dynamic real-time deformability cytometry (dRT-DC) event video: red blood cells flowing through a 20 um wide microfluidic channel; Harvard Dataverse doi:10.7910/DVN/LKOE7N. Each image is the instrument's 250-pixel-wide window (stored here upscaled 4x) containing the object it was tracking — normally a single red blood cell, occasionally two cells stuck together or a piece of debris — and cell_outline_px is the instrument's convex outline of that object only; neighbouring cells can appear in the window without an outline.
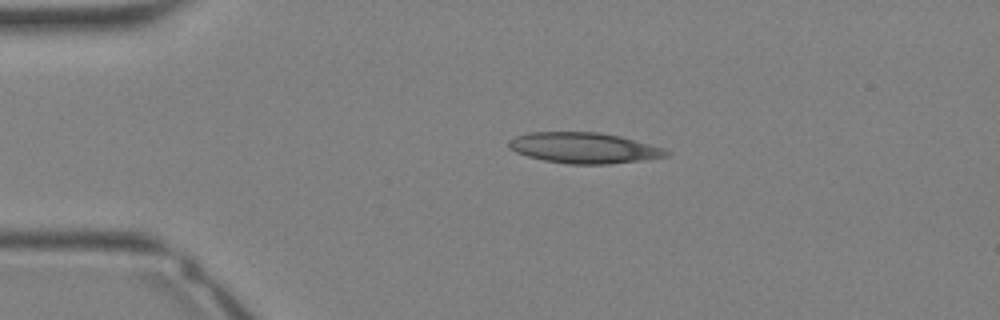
{"species": "Egyptian fruit bat (a non-hibernating species)", "species_latin": "Rousettus aegyptiacus", "temperature_condition": "warm", "stored_images_in_passage": 25, "camera_frame_rate_fps": 3000, "um_per_image_px": 0.085, "animal": {"sex": "female"}, "frame": {"image": 1, "passage_image": 2, "time_ms": 0.333, "image_size_px": [1000, 320], "cell_outline_px": [[672, 152], [668, 156], [640, 160], [608, 164], [568, 164], [544, 160], [528, 156], [516, 152], [508, 148], [508, 140], [516, 136], [528, 132], [596, 132], [620, 136], [664, 148]], "centroid_in_image_um": [49.62, 12.57], "position_along_channel_um": 35.4, "area_um2": 28.15}}
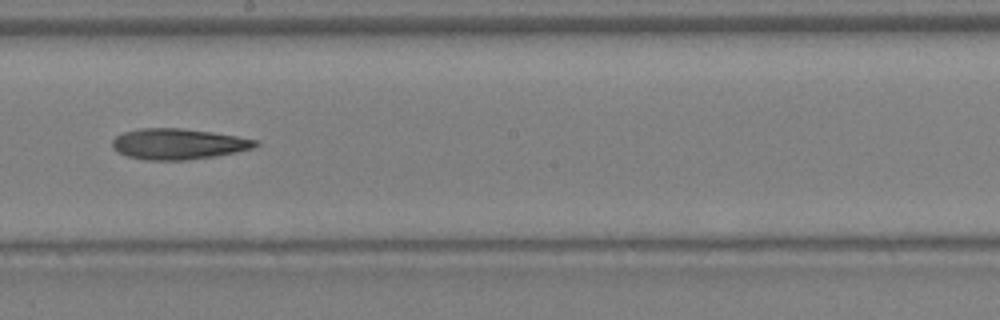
{"frame": {"image": 2, "passage_image": 14, "time_ms": 4.333, "image_size_px": [1000, 320], "cell_outline_px": [[260, 144], [252, 148], [216, 156], [184, 160], [144, 160], [128, 156], [112, 148], [112, 140], [116, 136], [124, 132], [140, 128], [180, 128], [212, 132], [260, 140]], "centroid_in_image_um": [15.15, 12.23], "position_along_channel_um": 233.0, "area_um2": 25.61}}
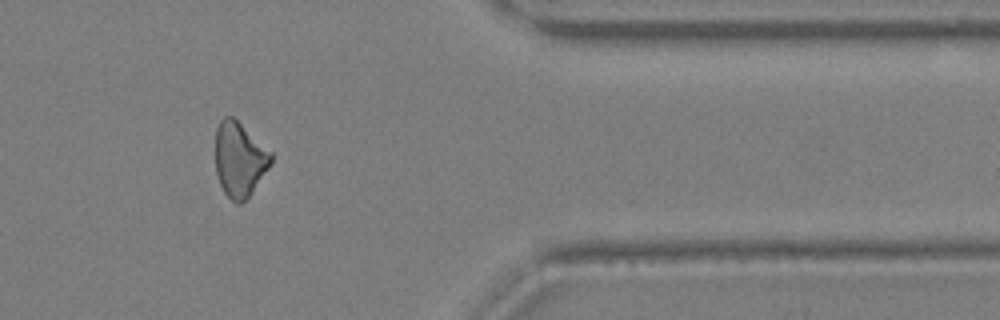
{"frame": {"image": 3, "passage_image": 23, "time_ms": 7.333, "image_size_px": [1000, 320], "cell_outline_px": [[272, 164], [252, 192], [240, 204], [236, 204], [224, 192], [220, 184], [216, 172], [216, 128], [220, 120], [224, 116], [232, 116], [272, 152]], "centroid_in_image_um": [20.36, 13.55], "position_along_channel_um": 391.0, "area_um2": 24.1}}